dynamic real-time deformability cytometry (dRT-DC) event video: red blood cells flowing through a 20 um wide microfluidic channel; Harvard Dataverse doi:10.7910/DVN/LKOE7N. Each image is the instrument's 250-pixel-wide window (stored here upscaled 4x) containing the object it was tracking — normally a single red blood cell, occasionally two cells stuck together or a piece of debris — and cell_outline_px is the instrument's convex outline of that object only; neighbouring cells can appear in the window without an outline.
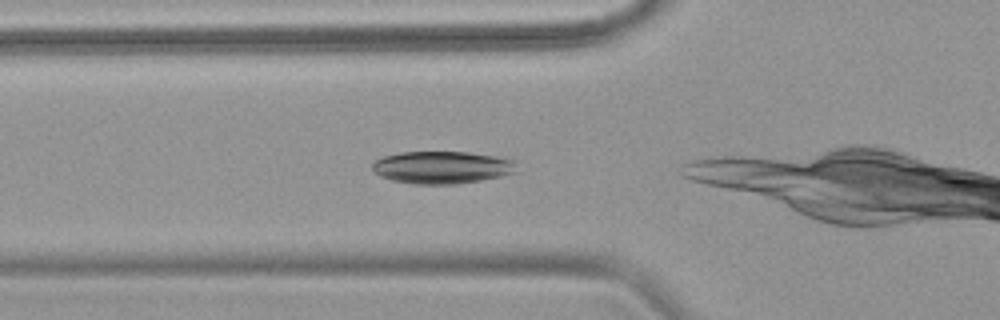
{"species": "common noctule bat (a hibernating species)", "species_latin": "Nyctalus noctula", "temperature_condition": "warm", "stored_images_in_passage": 8, "camera_frame_rate_fps": 3000, "um_per_image_px": 0.085, "animal": {"sex": "female", "body_mass_g": 18.4}, "frame": {"image": 1, "passage_image": 3, "time_ms": 0.667, "image_size_px": [1000, 320], "cell_outline_px": [[516, 172], [500, 176], [480, 180], [456, 184], [416, 184], [392, 180], [380, 176], [372, 168], [372, 164], [376, 160], [384, 156], [400, 152], [468, 152], [496, 156], [512, 160]], "centroid_in_image_um": [37.54, 14.22], "position_along_channel_um": 88.3, "area_um2": 26.99}}